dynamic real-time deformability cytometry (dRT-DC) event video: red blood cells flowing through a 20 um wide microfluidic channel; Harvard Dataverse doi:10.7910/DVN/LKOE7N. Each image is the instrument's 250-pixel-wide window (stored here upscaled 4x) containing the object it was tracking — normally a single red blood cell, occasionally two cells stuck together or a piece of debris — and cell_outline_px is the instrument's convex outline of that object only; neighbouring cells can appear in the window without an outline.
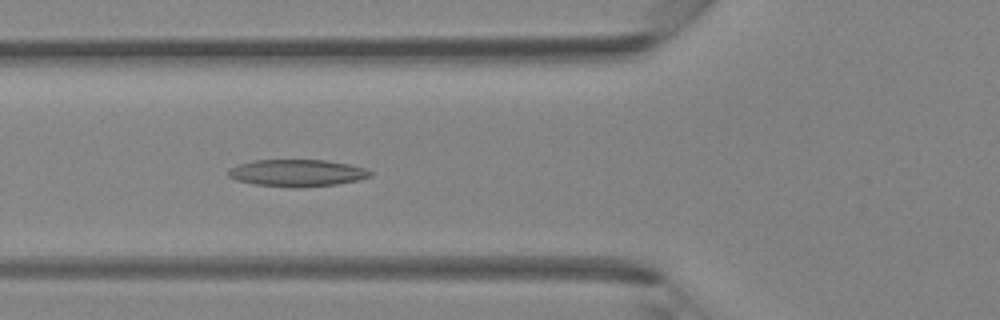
{"species": "Egyptian fruit bat (a non-hibernating species)", "species_latin": "Rousettus aegyptiacus", "temperature_condition": "room temperature", "stored_images_in_passage": 31, "camera_frame_rate_fps": 3000, "um_per_image_px": 0.085, "animal": {"sex": "female"}, "frame": {"image": 1, "passage_image": 7, "time_ms": 2.0, "image_size_px": [1000, 320], "cell_outline_px": [[372, 176], [356, 180], [336, 184], [300, 188], [292, 188], [256, 184], [236, 180], [228, 176], [228, 172], [232, 168], [240, 164], [256, 160], [324, 160], [348, 164], [364, 168], [372, 172]], "centroid_in_image_um": [25.26, 14.71], "position_along_channel_um": 100.5, "area_um2": 22.14}}
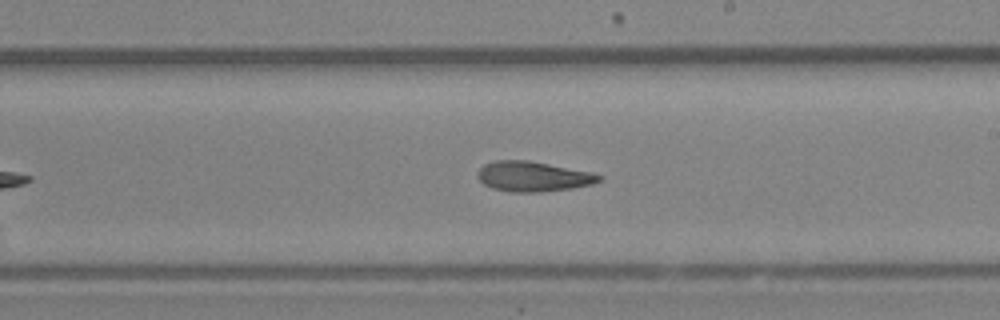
{"frame": {"image": 2, "passage_image": 16, "time_ms": 5.0, "image_size_px": [1000, 320], "cell_outline_px": [[604, 180], [592, 184], [572, 188], [540, 192], [512, 192], [492, 188], [484, 184], [476, 176], [476, 172], [484, 164], [496, 160], [528, 160], [592, 172], [604, 176]], "centroid_in_image_um": [45.33, 15.0], "position_along_channel_um": 243.7, "area_um2": 21.44}}
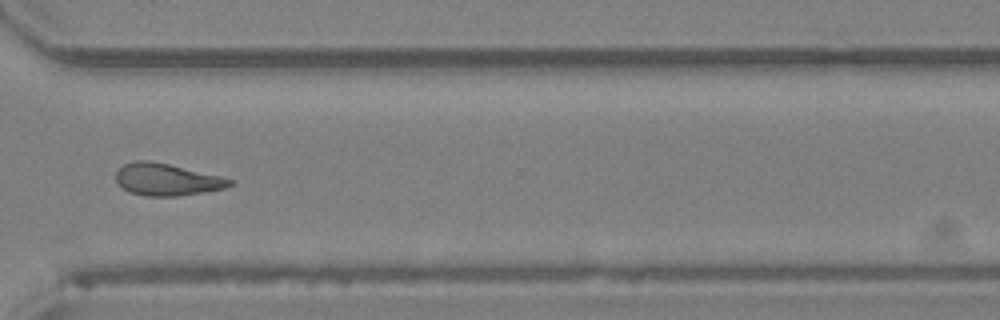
{"frame": {"image": 3, "passage_image": 23, "time_ms": 7.333, "image_size_px": [1000, 320], "cell_outline_px": [[236, 184], [224, 188], [204, 192], [176, 196], [144, 196], [128, 192], [116, 184], [116, 172], [124, 164], [136, 160], [148, 160], [168, 164], [220, 176], [236, 180]], "centroid_in_image_um": [14.17, 15.27], "position_along_channel_um": 356.4, "area_um2": 21.39}}